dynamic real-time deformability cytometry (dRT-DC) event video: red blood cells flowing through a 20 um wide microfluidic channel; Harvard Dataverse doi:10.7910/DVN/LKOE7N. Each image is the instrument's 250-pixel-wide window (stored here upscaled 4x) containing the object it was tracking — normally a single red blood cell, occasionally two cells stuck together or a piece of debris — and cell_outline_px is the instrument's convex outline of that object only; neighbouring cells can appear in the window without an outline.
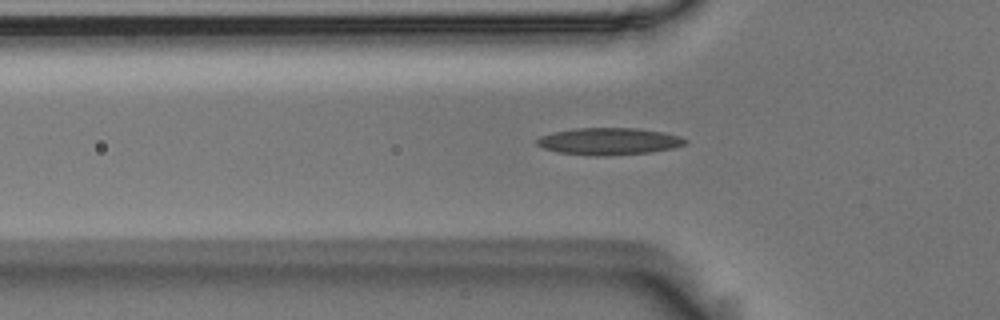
{"species": "Egyptian fruit bat (a non-hibernating species)", "species_latin": "Rousettus aegyptiacus", "temperature_condition": "room temperature", "stored_images_in_passage": 33, "camera_frame_rate_fps": 3000, "um_per_image_px": 0.085, "animal": {"sex": "male"}, "frame": {"image": 1, "passage_image": 2, "time_ms": 0.333, "image_size_px": [1000, 320], "cell_outline_px": [[688, 144], [672, 148], [652, 152], [612, 156], [592, 156], [560, 152], [544, 148], [536, 144], [536, 140], [540, 136], [556, 132], [576, 128], [636, 128], [660, 132], [680, 136], [688, 140]], "centroid_in_image_um": [51.79, 12.02], "position_along_channel_um": 74.0, "area_um2": 23.35}}
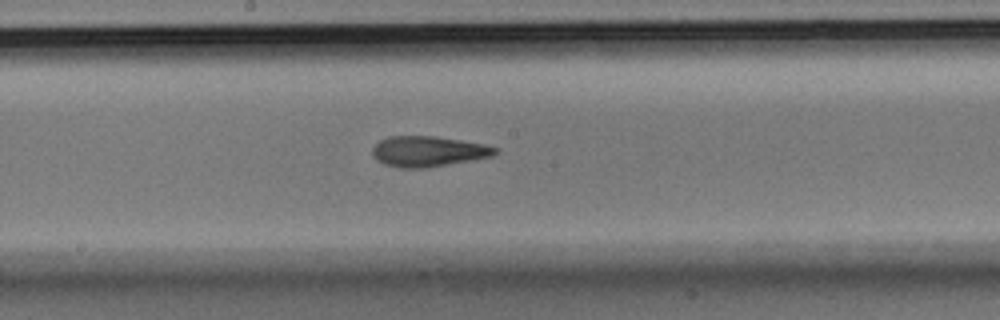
{"frame": {"image": 2, "passage_image": 13, "time_ms": 4.0, "image_size_px": [1000, 320], "cell_outline_px": [[500, 148], [492, 156], [472, 160], [428, 168], [400, 168], [384, 164], [376, 160], [372, 156], [372, 148], [380, 140], [388, 136], [436, 136], [484, 144]], "centroid_in_image_um": [36.37, 12.87], "position_along_channel_um": 211.8, "area_um2": 21.96}}
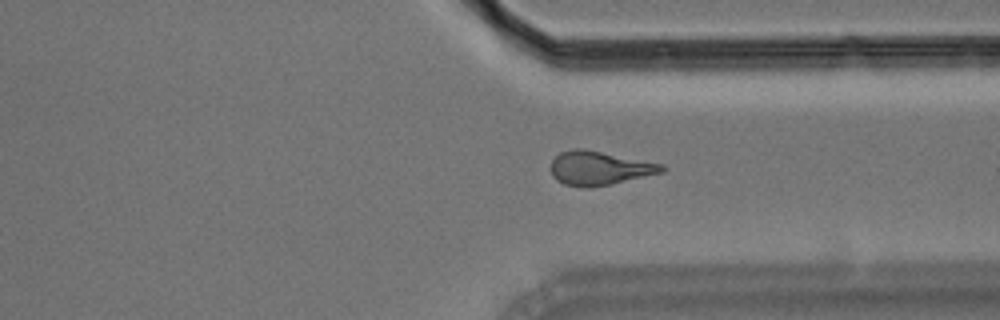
{"frame": {"image": 3, "passage_image": 25, "time_ms": 8.0, "image_size_px": [1000, 320], "cell_outline_px": [[668, 168], [664, 172], [612, 184], [588, 188], [580, 188], [564, 184], [556, 180], [552, 176], [552, 160], [560, 152], [572, 148], [584, 148], [664, 164]], "centroid_in_image_um": [50.97, 14.29], "position_along_channel_um": 360.4, "area_um2": 22.25}}